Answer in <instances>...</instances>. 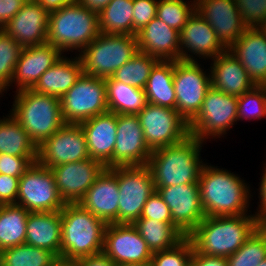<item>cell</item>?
I'll list each match as a JSON object with an SVG mask.
<instances>
[{"label":"cell","instance_id":"obj_1","mask_svg":"<svg viewBox=\"0 0 266 266\" xmlns=\"http://www.w3.org/2000/svg\"><path fill=\"white\" fill-rule=\"evenodd\" d=\"M198 183L201 204L206 216L248 214L253 195L250 193V186L238 174L205 163Z\"/></svg>","mask_w":266,"mask_h":266},{"label":"cell","instance_id":"obj_2","mask_svg":"<svg viewBox=\"0 0 266 266\" xmlns=\"http://www.w3.org/2000/svg\"><path fill=\"white\" fill-rule=\"evenodd\" d=\"M260 225L252 213L235 216H206L187 236L201 254L229 257Z\"/></svg>","mask_w":266,"mask_h":266},{"label":"cell","instance_id":"obj_3","mask_svg":"<svg viewBox=\"0 0 266 266\" xmlns=\"http://www.w3.org/2000/svg\"><path fill=\"white\" fill-rule=\"evenodd\" d=\"M203 144L189 135L178 144L152 151L147 166L155 188L198 183L205 164L200 156Z\"/></svg>","mask_w":266,"mask_h":266},{"label":"cell","instance_id":"obj_4","mask_svg":"<svg viewBox=\"0 0 266 266\" xmlns=\"http://www.w3.org/2000/svg\"><path fill=\"white\" fill-rule=\"evenodd\" d=\"M61 212V257L76 261L103 251L107 224L79 203H65Z\"/></svg>","mask_w":266,"mask_h":266},{"label":"cell","instance_id":"obj_5","mask_svg":"<svg viewBox=\"0 0 266 266\" xmlns=\"http://www.w3.org/2000/svg\"><path fill=\"white\" fill-rule=\"evenodd\" d=\"M99 34L98 13L77 1L49 13L47 42L63 54L68 50L80 53Z\"/></svg>","mask_w":266,"mask_h":266},{"label":"cell","instance_id":"obj_6","mask_svg":"<svg viewBox=\"0 0 266 266\" xmlns=\"http://www.w3.org/2000/svg\"><path fill=\"white\" fill-rule=\"evenodd\" d=\"M15 94L10 114L37 147L65 124L60 98L39 94L32 89L20 90Z\"/></svg>","mask_w":266,"mask_h":266},{"label":"cell","instance_id":"obj_7","mask_svg":"<svg viewBox=\"0 0 266 266\" xmlns=\"http://www.w3.org/2000/svg\"><path fill=\"white\" fill-rule=\"evenodd\" d=\"M138 51L134 35L100 33L77 54L82 62L84 74L105 79L111 77Z\"/></svg>","mask_w":266,"mask_h":266},{"label":"cell","instance_id":"obj_8","mask_svg":"<svg viewBox=\"0 0 266 266\" xmlns=\"http://www.w3.org/2000/svg\"><path fill=\"white\" fill-rule=\"evenodd\" d=\"M237 111L236 96L211 87L205 95L201 110L189 123V134L205 143L208 138L223 137L237 123Z\"/></svg>","mask_w":266,"mask_h":266},{"label":"cell","instance_id":"obj_9","mask_svg":"<svg viewBox=\"0 0 266 266\" xmlns=\"http://www.w3.org/2000/svg\"><path fill=\"white\" fill-rule=\"evenodd\" d=\"M60 104L65 123L80 124L108 112L105 79L83 73L60 98Z\"/></svg>","mask_w":266,"mask_h":266},{"label":"cell","instance_id":"obj_10","mask_svg":"<svg viewBox=\"0 0 266 266\" xmlns=\"http://www.w3.org/2000/svg\"><path fill=\"white\" fill-rule=\"evenodd\" d=\"M110 169L116 174L119 187L118 223L133 224L155 192L151 170L147 165Z\"/></svg>","mask_w":266,"mask_h":266},{"label":"cell","instance_id":"obj_11","mask_svg":"<svg viewBox=\"0 0 266 266\" xmlns=\"http://www.w3.org/2000/svg\"><path fill=\"white\" fill-rule=\"evenodd\" d=\"M16 204L29 212L61 211V199L53 172L38 162L33 163L20 177Z\"/></svg>","mask_w":266,"mask_h":266},{"label":"cell","instance_id":"obj_12","mask_svg":"<svg viewBox=\"0 0 266 266\" xmlns=\"http://www.w3.org/2000/svg\"><path fill=\"white\" fill-rule=\"evenodd\" d=\"M198 61H174L173 84L176 111L190 123L201 110L207 91L211 88V75Z\"/></svg>","mask_w":266,"mask_h":266},{"label":"cell","instance_id":"obj_13","mask_svg":"<svg viewBox=\"0 0 266 266\" xmlns=\"http://www.w3.org/2000/svg\"><path fill=\"white\" fill-rule=\"evenodd\" d=\"M137 116L151 151L178 144L190 135L189 123L174 109L148 103Z\"/></svg>","mask_w":266,"mask_h":266},{"label":"cell","instance_id":"obj_14","mask_svg":"<svg viewBox=\"0 0 266 266\" xmlns=\"http://www.w3.org/2000/svg\"><path fill=\"white\" fill-rule=\"evenodd\" d=\"M90 158L80 124L65 123L37 147V162L47 168Z\"/></svg>","mask_w":266,"mask_h":266},{"label":"cell","instance_id":"obj_15","mask_svg":"<svg viewBox=\"0 0 266 266\" xmlns=\"http://www.w3.org/2000/svg\"><path fill=\"white\" fill-rule=\"evenodd\" d=\"M171 210L173 224L187 237L206 217L199 183L155 188Z\"/></svg>","mask_w":266,"mask_h":266},{"label":"cell","instance_id":"obj_16","mask_svg":"<svg viewBox=\"0 0 266 266\" xmlns=\"http://www.w3.org/2000/svg\"><path fill=\"white\" fill-rule=\"evenodd\" d=\"M152 151L147 146L136 114L117 115L113 168L147 165Z\"/></svg>","mask_w":266,"mask_h":266},{"label":"cell","instance_id":"obj_17","mask_svg":"<svg viewBox=\"0 0 266 266\" xmlns=\"http://www.w3.org/2000/svg\"><path fill=\"white\" fill-rule=\"evenodd\" d=\"M103 251L116 265L150 263L152 258V251L133 224H107Z\"/></svg>","mask_w":266,"mask_h":266},{"label":"cell","instance_id":"obj_18","mask_svg":"<svg viewBox=\"0 0 266 266\" xmlns=\"http://www.w3.org/2000/svg\"><path fill=\"white\" fill-rule=\"evenodd\" d=\"M104 169L101 162L88 158L57 165L51 171L61 199L65 203H79Z\"/></svg>","mask_w":266,"mask_h":266},{"label":"cell","instance_id":"obj_19","mask_svg":"<svg viewBox=\"0 0 266 266\" xmlns=\"http://www.w3.org/2000/svg\"><path fill=\"white\" fill-rule=\"evenodd\" d=\"M195 1L196 11L210 24L226 49H229L247 29L235 0Z\"/></svg>","mask_w":266,"mask_h":266},{"label":"cell","instance_id":"obj_20","mask_svg":"<svg viewBox=\"0 0 266 266\" xmlns=\"http://www.w3.org/2000/svg\"><path fill=\"white\" fill-rule=\"evenodd\" d=\"M226 50L210 24L195 11L180 31V60L214 59Z\"/></svg>","mask_w":266,"mask_h":266},{"label":"cell","instance_id":"obj_21","mask_svg":"<svg viewBox=\"0 0 266 266\" xmlns=\"http://www.w3.org/2000/svg\"><path fill=\"white\" fill-rule=\"evenodd\" d=\"M49 13L37 0H28L3 30L23 48L46 43Z\"/></svg>","mask_w":266,"mask_h":266},{"label":"cell","instance_id":"obj_22","mask_svg":"<svg viewBox=\"0 0 266 266\" xmlns=\"http://www.w3.org/2000/svg\"><path fill=\"white\" fill-rule=\"evenodd\" d=\"M62 55L63 53L58 48L48 42L22 48L10 86L13 87V84L17 86L15 92L32 89L40 76Z\"/></svg>","mask_w":266,"mask_h":266},{"label":"cell","instance_id":"obj_23","mask_svg":"<svg viewBox=\"0 0 266 266\" xmlns=\"http://www.w3.org/2000/svg\"><path fill=\"white\" fill-rule=\"evenodd\" d=\"M91 159L113 168V151L117 134V114L105 112L80 123Z\"/></svg>","mask_w":266,"mask_h":266},{"label":"cell","instance_id":"obj_24","mask_svg":"<svg viewBox=\"0 0 266 266\" xmlns=\"http://www.w3.org/2000/svg\"><path fill=\"white\" fill-rule=\"evenodd\" d=\"M119 187L116 174L104 169L79 204L106 224L118 223Z\"/></svg>","mask_w":266,"mask_h":266},{"label":"cell","instance_id":"obj_25","mask_svg":"<svg viewBox=\"0 0 266 266\" xmlns=\"http://www.w3.org/2000/svg\"><path fill=\"white\" fill-rule=\"evenodd\" d=\"M138 50L159 61L180 60V32L153 18L136 33Z\"/></svg>","mask_w":266,"mask_h":266},{"label":"cell","instance_id":"obj_26","mask_svg":"<svg viewBox=\"0 0 266 266\" xmlns=\"http://www.w3.org/2000/svg\"><path fill=\"white\" fill-rule=\"evenodd\" d=\"M228 50L243 65L256 86L266 84V36L260 28H247Z\"/></svg>","mask_w":266,"mask_h":266},{"label":"cell","instance_id":"obj_27","mask_svg":"<svg viewBox=\"0 0 266 266\" xmlns=\"http://www.w3.org/2000/svg\"><path fill=\"white\" fill-rule=\"evenodd\" d=\"M211 61L212 88L239 97L256 86L243 65L228 49Z\"/></svg>","mask_w":266,"mask_h":266},{"label":"cell","instance_id":"obj_28","mask_svg":"<svg viewBox=\"0 0 266 266\" xmlns=\"http://www.w3.org/2000/svg\"><path fill=\"white\" fill-rule=\"evenodd\" d=\"M61 212H29L25 244L46 249L61 257Z\"/></svg>","mask_w":266,"mask_h":266},{"label":"cell","instance_id":"obj_29","mask_svg":"<svg viewBox=\"0 0 266 266\" xmlns=\"http://www.w3.org/2000/svg\"><path fill=\"white\" fill-rule=\"evenodd\" d=\"M83 73L82 62L78 55L71 59L62 55L40 76L32 90L39 94L61 98Z\"/></svg>","mask_w":266,"mask_h":266},{"label":"cell","instance_id":"obj_30","mask_svg":"<svg viewBox=\"0 0 266 266\" xmlns=\"http://www.w3.org/2000/svg\"><path fill=\"white\" fill-rule=\"evenodd\" d=\"M173 76L174 61H158L155 64L144 88L149 104L176 110Z\"/></svg>","mask_w":266,"mask_h":266},{"label":"cell","instance_id":"obj_31","mask_svg":"<svg viewBox=\"0 0 266 266\" xmlns=\"http://www.w3.org/2000/svg\"><path fill=\"white\" fill-rule=\"evenodd\" d=\"M108 111L121 114H138L146 105L144 89L124 84L111 77L105 78Z\"/></svg>","mask_w":266,"mask_h":266},{"label":"cell","instance_id":"obj_32","mask_svg":"<svg viewBox=\"0 0 266 266\" xmlns=\"http://www.w3.org/2000/svg\"><path fill=\"white\" fill-rule=\"evenodd\" d=\"M0 153L32 157L37 162V146L10 113L0 118Z\"/></svg>","mask_w":266,"mask_h":266},{"label":"cell","instance_id":"obj_33","mask_svg":"<svg viewBox=\"0 0 266 266\" xmlns=\"http://www.w3.org/2000/svg\"><path fill=\"white\" fill-rule=\"evenodd\" d=\"M133 225L152 253L173 248L185 238L173 223L138 219Z\"/></svg>","mask_w":266,"mask_h":266},{"label":"cell","instance_id":"obj_34","mask_svg":"<svg viewBox=\"0 0 266 266\" xmlns=\"http://www.w3.org/2000/svg\"><path fill=\"white\" fill-rule=\"evenodd\" d=\"M28 214L17 204L0 205V251L25 244Z\"/></svg>","mask_w":266,"mask_h":266},{"label":"cell","instance_id":"obj_35","mask_svg":"<svg viewBox=\"0 0 266 266\" xmlns=\"http://www.w3.org/2000/svg\"><path fill=\"white\" fill-rule=\"evenodd\" d=\"M102 34L133 35V0H112L98 13Z\"/></svg>","mask_w":266,"mask_h":266},{"label":"cell","instance_id":"obj_36","mask_svg":"<svg viewBox=\"0 0 266 266\" xmlns=\"http://www.w3.org/2000/svg\"><path fill=\"white\" fill-rule=\"evenodd\" d=\"M58 257L43 248L21 244L0 251L1 266H51Z\"/></svg>","mask_w":266,"mask_h":266},{"label":"cell","instance_id":"obj_37","mask_svg":"<svg viewBox=\"0 0 266 266\" xmlns=\"http://www.w3.org/2000/svg\"><path fill=\"white\" fill-rule=\"evenodd\" d=\"M158 61L156 57L138 51L129 61L117 69L111 78L122 81L124 84L144 89L151 69Z\"/></svg>","mask_w":266,"mask_h":266},{"label":"cell","instance_id":"obj_38","mask_svg":"<svg viewBox=\"0 0 266 266\" xmlns=\"http://www.w3.org/2000/svg\"><path fill=\"white\" fill-rule=\"evenodd\" d=\"M266 259V225H259L245 243L226 258L228 266H257Z\"/></svg>","mask_w":266,"mask_h":266},{"label":"cell","instance_id":"obj_39","mask_svg":"<svg viewBox=\"0 0 266 266\" xmlns=\"http://www.w3.org/2000/svg\"><path fill=\"white\" fill-rule=\"evenodd\" d=\"M195 11V0H158L156 17L180 32Z\"/></svg>","mask_w":266,"mask_h":266},{"label":"cell","instance_id":"obj_40","mask_svg":"<svg viewBox=\"0 0 266 266\" xmlns=\"http://www.w3.org/2000/svg\"><path fill=\"white\" fill-rule=\"evenodd\" d=\"M22 48L9 34L0 29V87L5 91L10 87Z\"/></svg>","mask_w":266,"mask_h":266},{"label":"cell","instance_id":"obj_41","mask_svg":"<svg viewBox=\"0 0 266 266\" xmlns=\"http://www.w3.org/2000/svg\"><path fill=\"white\" fill-rule=\"evenodd\" d=\"M237 121L266 118V87L255 86L237 97Z\"/></svg>","mask_w":266,"mask_h":266},{"label":"cell","instance_id":"obj_42","mask_svg":"<svg viewBox=\"0 0 266 266\" xmlns=\"http://www.w3.org/2000/svg\"><path fill=\"white\" fill-rule=\"evenodd\" d=\"M193 243L185 237L175 247L152 253L151 266H187L193 254Z\"/></svg>","mask_w":266,"mask_h":266},{"label":"cell","instance_id":"obj_43","mask_svg":"<svg viewBox=\"0 0 266 266\" xmlns=\"http://www.w3.org/2000/svg\"><path fill=\"white\" fill-rule=\"evenodd\" d=\"M247 28H260L266 22V0H235Z\"/></svg>","mask_w":266,"mask_h":266},{"label":"cell","instance_id":"obj_44","mask_svg":"<svg viewBox=\"0 0 266 266\" xmlns=\"http://www.w3.org/2000/svg\"><path fill=\"white\" fill-rule=\"evenodd\" d=\"M158 0H133V35L156 17Z\"/></svg>","mask_w":266,"mask_h":266},{"label":"cell","instance_id":"obj_45","mask_svg":"<svg viewBox=\"0 0 266 266\" xmlns=\"http://www.w3.org/2000/svg\"><path fill=\"white\" fill-rule=\"evenodd\" d=\"M139 219H155L160 222L173 223L171 210L157 191L146 201Z\"/></svg>","mask_w":266,"mask_h":266},{"label":"cell","instance_id":"obj_46","mask_svg":"<svg viewBox=\"0 0 266 266\" xmlns=\"http://www.w3.org/2000/svg\"><path fill=\"white\" fill-rule=\"evenodd\" d=\"M35 162L32 157H17L0 153V174L21 177Z\"/></svg>","mask_w":266,"mask_h":266},{"label":"cell","instance_id":"obj_47","mask_svg":"<svg viewBox=\"0 0 266 266\" xmlns=\"http://www.w3.org/2000/svg\"><path fill=\"white\" fill-rule=\"evenodd\" d=\"M20 177L0 174V205L16 204Z\"/></svg>","mask_w":266,"mask_h":266},{"label":"cell","instance_id":"obj_48","mask_svg":"<svg viewBox=\"0 0 266 266\" xmlns=\"http://www.w3.org/2000/svg\"><path fill=\"white\" fill-rule=\"evenodd\" d=\"M28 0H0V29L20 11Z\"/></svg>","mask_w":266,"mask_h":266},{"label":"cell","instance_id":"obj_49","mask_svg":"<svg viewBox=\"0 0 266 266\" xmlns=\"http://www.w3.org/2000/svg\"><path fill=\"white\" fill-rule=\"evenodd\" d=\"M75 262L77 266H116L104 251L82 257Z\"/></svg>","mask_w":266,"mask_h":266},{"label":"cell","instance_id":"obj_50","mask_svg":"<svg viewBox=\"0 0 266 266\" xmlns=\"http://www.w3.org/2000/svg\"><path fill=\"white\" fill-rule=\"evenodd\" d=\"M261 181H260V187H259V201L260 203L258 205V208L256 209L257 212H255L256 218L260 225H266V163L264 165Z\"/></svg>","mask_w":266,"mask_h":266},{"label":"cell","instance_id":"obj_51","mask_svg":"<svg viewBox=\"0 0 266 266\" xmlns=\"http://www.w3.org/2000/svg\"><path fill=\"white\" fill-rule=\"evenodd\" d=\"M191 261L195 266H228L226 257L210 256L193 250Z\"/></svg>","mask_w":266,"mask_h":266},{"label":"cell","instance_id":"obj_52","mask_svg":"<svg viewBox=\"0 0 266 266\" xmlns=\"http://www.w3.org/2000/svg\"><path fill=\"white\" fill-rule=\"evenodd\" d=\"M79 4L99 13L112 0H76Z\"/></svg>","mask_w":266,"mask_h":266},{"label":"cell","instance_id":"obj_53","mask_svg":"<svg viewBox=\"0 0 266 266\" xmlns=\"http://www.w3.org/2000/svg\"><path fill=\"white\" fill-rule=\"evenodd\" d=\"M42 7L47 9L49 12L60 9L62 6L70 4L76 0H37Z\"/></svg>","mask_w":266,"mask_h":266},{"label":"cell","instance_id":"obj_54","mask_svg":"<svg viewBox=\"0 0 266 266\" xmlns=\"http://www.w3.org/2000/svg\"><path fill=\"white\" fill-rule=\"evenodd\" d=\"M51 266H77L73 260H67L63 258H57Z\"/></svg>","mask_w":266,"mask_h":266},{"label":"cell","instance_id":"obj_55","mask_svg":"<svg viewBox=\"0 0 266 266\" xmlns=\"http://www.w3.org/2000/svg\"><path fill=\"white\" fill-rule=\"evenodd\" d=\"M116 266H151V263H125V264H118Z\"/></svg>","mask_w":266,"mask_h":266},{"label":"cell","instance_id":"obj_56","mask_svg":"<svg viewBox=\"0 0 266 266\" xmlns=\"http://www.w3.org/2000/svg\"><path fill=\"white\" fill-rule=\"evenodd\" d=\"M260 30L265 34L266 36V22L260 27Z\"/></svg>","mask_w":266,"mask_h":266},{"label":"cell","instance_id":"obj_57","mask_svg":"<svg viewBox=\"0 0 266 266\" xmlns=\"http://www.w3.org/2000/svg\"><path fill=\"white\" fill-rule=\"evenodd\" d=\"M257 266H266V259L261 261Z\"/></svg>","mask_w":266,"mask_h":266},{"label":"cell","instance_id":"obj_58","mask_svg":"<svg viewBox=\"0 0 266 266\" xmlns=\"http://www.w3.org/2000/svg\"><path fill=\"white\" fill-rule=\"evenodd\" d=\"M3 92H5V90L4 89H2L1 87H0V95L2 94H4ZM1 97V96H0Z\"/></svg>","mask_w":266,"mask_h":266},{"label":"cell","instance_id":"obj_59","mask_svg":"<svg viewBox=\"0 0 266 266\" xmlns=\"http://www.w3.org/2000/svg\"><path fill=\"white\" fill-rule=\"evenodd\" d=\"M187 266H195V264L192 261H190Z\"/></svg>","mask_w":266,"mask_h":266}]
</instances>
